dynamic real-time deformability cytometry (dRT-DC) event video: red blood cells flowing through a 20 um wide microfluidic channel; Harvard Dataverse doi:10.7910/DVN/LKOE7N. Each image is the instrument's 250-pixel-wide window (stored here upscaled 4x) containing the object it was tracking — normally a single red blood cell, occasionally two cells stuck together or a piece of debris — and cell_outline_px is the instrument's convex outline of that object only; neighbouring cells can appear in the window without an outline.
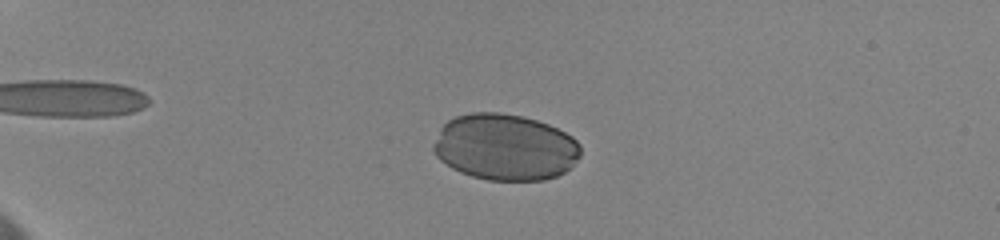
{"species": "human", "species_latin": "Homo sapiens", "temperature_condition": "cold", "stored_images_in_passage": 10, "camera_frame_rate_fps": 3000, "um_per_image_px": 0.085, "donor": {"sex": "female"}, "frame": {"image": 1, "passage_image": 6, "time_ms": 5.0, "image_size_px": [1000, 240], "cell_outline_px": [[580, 156], [564, 172], [556, 176], [544, 180], [488, 180], [472, 176], [460, 172], [452, 168], [440, 160], [436, 156], [432, 148], [432, 144], [440, 128], [448, 120], [456, 116], [472, 112], [500, 112], [524, 116], [548, 124], [572, 136], [580, 144]], "centroid_in_image_um": [42.9, 12.5], "position_along_channel_um": 42.1, "area_um2": 57.05}}